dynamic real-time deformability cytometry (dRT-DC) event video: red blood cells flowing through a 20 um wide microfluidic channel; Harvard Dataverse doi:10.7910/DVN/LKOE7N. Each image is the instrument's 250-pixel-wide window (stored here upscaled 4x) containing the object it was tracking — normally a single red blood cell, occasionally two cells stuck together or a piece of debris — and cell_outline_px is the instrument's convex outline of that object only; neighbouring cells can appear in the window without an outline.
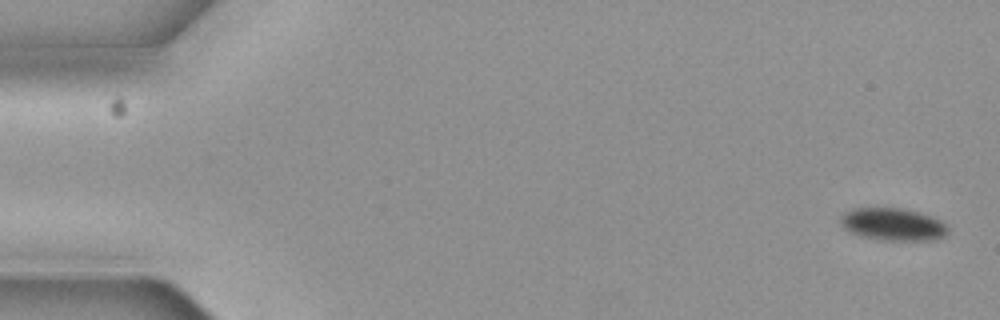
{"species": "common noctule bat (a hibernating species)", "species_latin": "Nyctalus noctula", "temperature_condition": "cold", "stored_images_in_passage": 10, "camera_frame_rate_fps": 3000, "um_per_image_px": 0.085, "animal": {"sex": "female", "body_mass_g": 19.3, "forearm_length_mm": 54.1}, "frame": {"image": 1, "passage_image": 1, "time_ms": 0.0, "image_size_px": [1000, 320], "cell_outline_px": [[948, 232], [944, 236], [932, 240], [880, 240], [860, 236], [844, 228], [840, 224], [840, 216], [844, 212], [852, 208], [904, 208], [920, 212], [932, 216], [940, 220], [948, 228]], "centroid_in_image_um": [75.88, 19.06], "position_along_channel_um": 9.1, "area_um2": 20.46}}
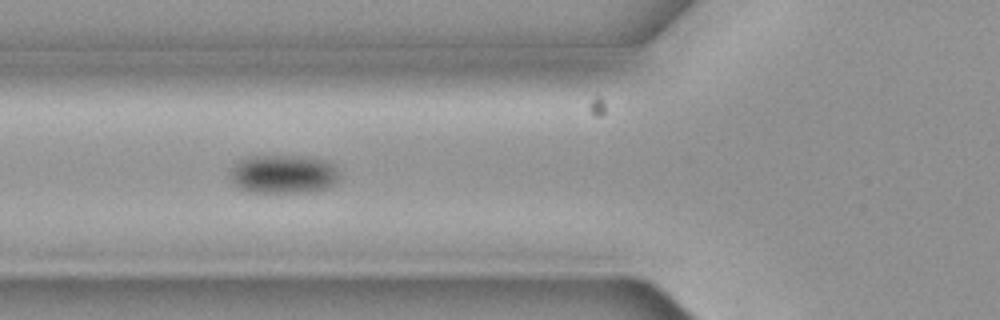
{"frame": {"image": 2, "passage_image": 6, "time_ms": 1.667, "image_size_px": [1000, 320], "cell_outline_px": [[340, 180], [336, 184], [316, 192], [248, 192], [232, 184], [228, 176], [232, 164], [248, 156], [304, 156], [324, 160], [332, 164], [340, 172]], "centroid_in_image_um": [24.07, 14.81], "position_along_channel_um": 101.7, "area_um2": 25.26}}
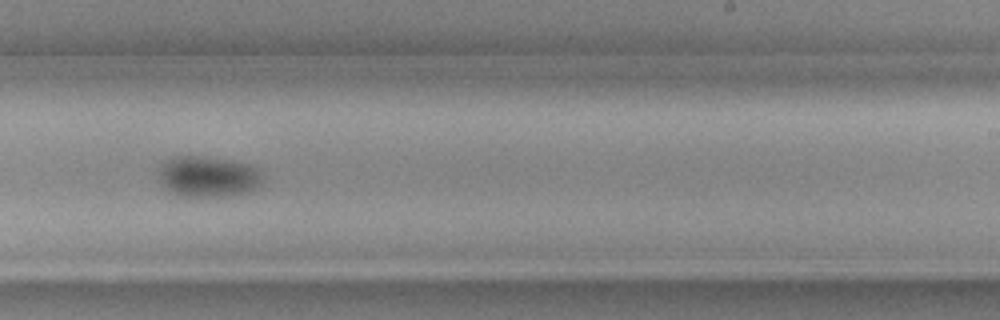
{"frame": {"image": 3, "passage_image": 10, "time_ms": 3.0, "image_size_px": [1000, 320], "cell_outline_px": [[264, 180], [256, 188], [248, 192], [224, 196], [184, 196], [172, 192], [160, 180], [160, 168], [172, 156], [200, 156], [232, 160], [260, 168], [264, 176]], "centroid_in_image_um": [17.77, 15.0], "position_along_channel_um": 271.2, "area_um2": 24.57}}